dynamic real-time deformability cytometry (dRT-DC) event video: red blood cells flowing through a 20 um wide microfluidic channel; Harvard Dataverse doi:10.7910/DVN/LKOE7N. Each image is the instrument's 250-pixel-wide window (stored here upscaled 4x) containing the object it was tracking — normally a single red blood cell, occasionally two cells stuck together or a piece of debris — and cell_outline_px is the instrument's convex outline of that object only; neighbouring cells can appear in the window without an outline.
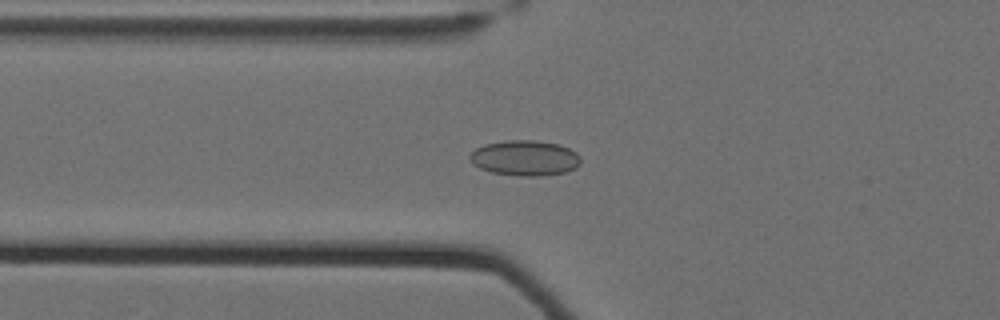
{"species": "Egyptian fruit bat (a non-hibernating species)", "species_latin": "Rousettus aegyptiacus", "temperature_condition": "cold", "stored_images_in_passage": 50, "camera_frame_rate_fps": 3000, "um_per_image_px": 0.085, "animal": {"sex": "female"}, "frame": {"image": 1, "passage_image": 13, "time_ms": 4.0, "image_size_px": [1000, 320], "cell_outline_px": [[580, 164], [576, 168], [564, 172], [540, 176], [516, 176], [492, 172], [480, 168], [472, 164], [468, 156], [476, 148], [484, 144], [508, 140], [536, 140], [556, 144], [568, 148], [576, 152], [580, 156]], "centroid_in_image_um": [44.6, 13.43], "position_along_channel_um": 81.2, "area_um2": 22.89}}
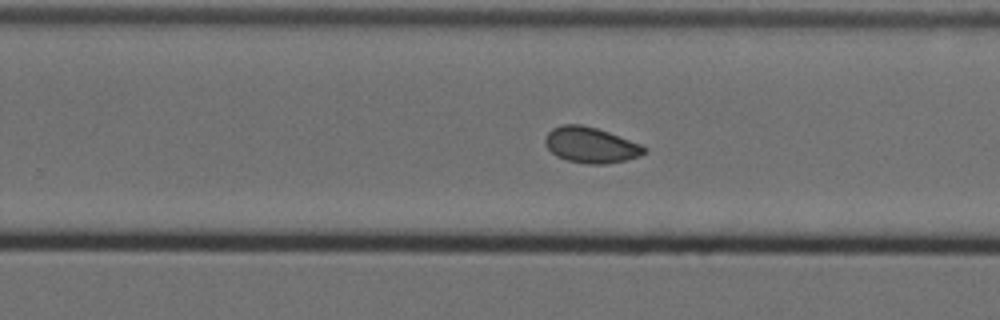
{"frame": {"image": 2, "passage_image": 30, "time_ms": 9.667, "image_size_px": [1000, 320], "cell_outline_px": [[648, 152], [640, 156], [624, 160], [604, 164], [588, 164], [568, 160], [556, 156], [544, 144], [544, 140], [548, 132], [552, 128], [560, 124], [580, 124], [596, 128], [608, 132], [640, 144], [648, 148]], "centroid_in_image_um": [50.21, 12.32], "position_along_channel_um": 279.6, "area_um2": 20.58}}
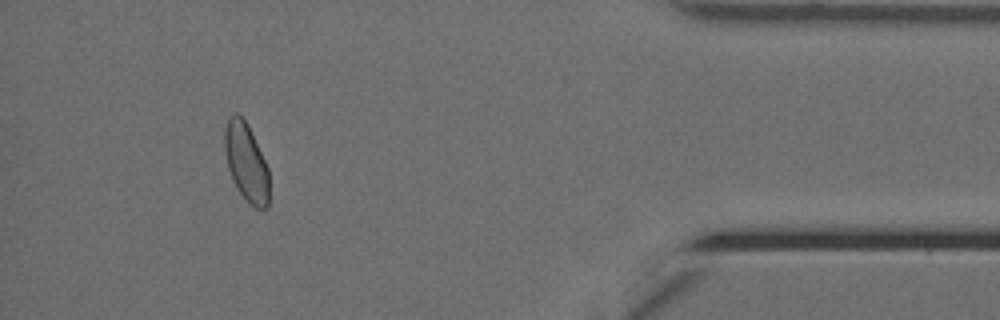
{"frame": {"image": 3, "passage_image": 45, "time_ms": 14.667, "image_size_px": [1000, 320], "cell_outline_px": [[268, 208], [256, 208], [248, 204], [236, 188], [232, 180], [228, 168], [224, 148], [224, 128], [228, 116], [236, 112], [248, 124], [268, 168]], "centroid_in_image_um": [20.9, 13.79], "position_along_channel_um": 414.3, "area_um2": 20.4}, "authors_computed_cell_mechanics": {"area_um2": 20.4901, "velocity_mm_per_s": 3.4931, "shape_relaxation_time_tau1_ms": null, "shape_relaxation_time_tau2_ms": 1.7953, "deformation_change_tau1": null, "deformation_change_tau2": 0.0542}}